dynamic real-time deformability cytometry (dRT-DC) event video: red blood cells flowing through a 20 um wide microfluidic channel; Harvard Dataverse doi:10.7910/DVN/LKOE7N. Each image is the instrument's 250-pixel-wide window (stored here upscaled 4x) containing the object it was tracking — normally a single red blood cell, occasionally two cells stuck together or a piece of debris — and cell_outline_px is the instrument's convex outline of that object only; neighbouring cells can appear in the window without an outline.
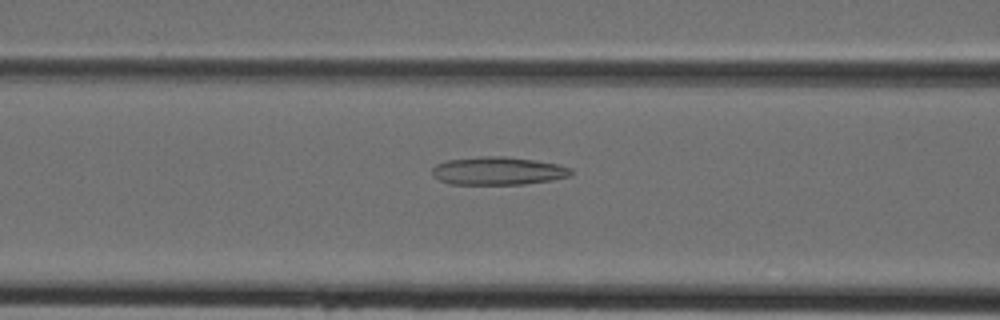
{"species": "Egyptian fruit bat (a non-hibernating species)", "species_latin": "Rousettus aegyptiacus", "temperature_condition": "cold", "stored_images_in_passage": 14, "camera_frame_rate_fps": 3000, "um_per_image_px": 0.085, "animal": {"sex": "female"}, "frame": {"image": 1, "passage_image": 5, "time_ms": 1.333, "image_size_px": [1000, 320], "cell_outline_px": [[572, 176], [552, 180], [524, 184], [448, 184], [432, 176], [432, 168], [436, 164], [448, 160], [480, 156], [504, 156], [532, 160], [556, 164], [572, 168]], "centroid_in_image_um": [42.32, 14.53], "position_along_channel_um": 124.3, "area_um2": 22.72}}
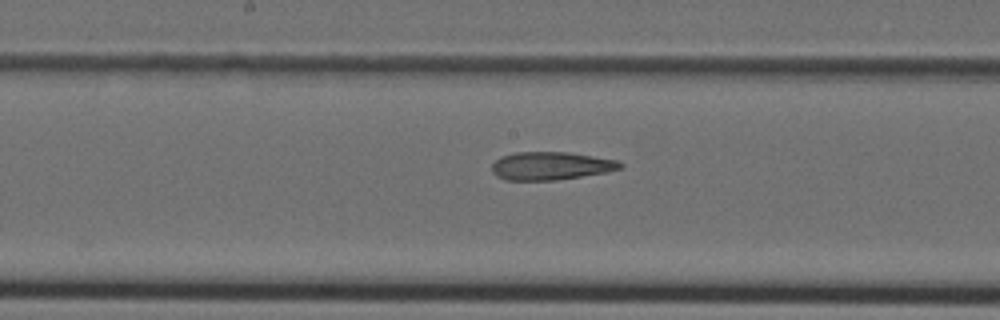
{"frame": {"image": 2, "passage_image": 10, "time_ms": 3.0, "image_size_px": [1000, 320], "cell_outline_px": [[624, 164], [620, 168], [608, 172], [556, 180], [504, 180], [496, 176], [492, 172], [492, 164], [500, 156], [516, 152], [568, 152], [616, 160]], "centroid_in_image_um": [46.79, 14.1], "position_along_channel_um": 201.4, "area_um2": 20.98}}
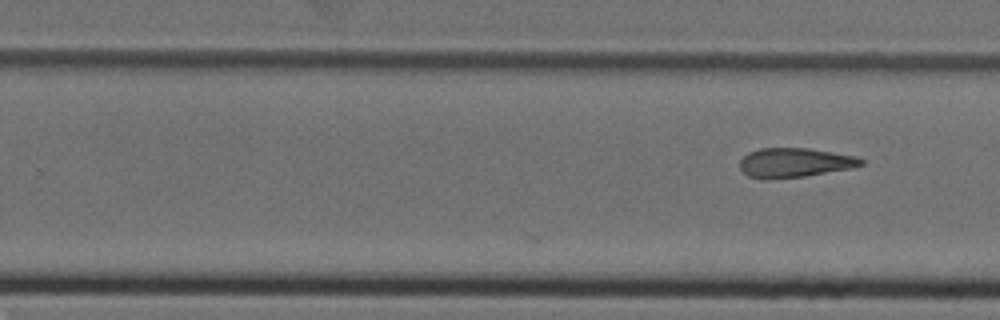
{"frame": {"image": 3, "passage_image": 14, "time_ms": 4.333, "image_size_px": [1000, 320], "cell_outline_px": [[864, 164], [852, 168], [804, 176], [768, 180], [748, 176], [740, 168], [740, 160], [748, 152], [760, 148], [808, 148], [856, 156], [864, 160]], "centroid_in_image_um": [67.53, 13.83], "position_along_channel_um": 262.3, "area_um2": 20.81}}